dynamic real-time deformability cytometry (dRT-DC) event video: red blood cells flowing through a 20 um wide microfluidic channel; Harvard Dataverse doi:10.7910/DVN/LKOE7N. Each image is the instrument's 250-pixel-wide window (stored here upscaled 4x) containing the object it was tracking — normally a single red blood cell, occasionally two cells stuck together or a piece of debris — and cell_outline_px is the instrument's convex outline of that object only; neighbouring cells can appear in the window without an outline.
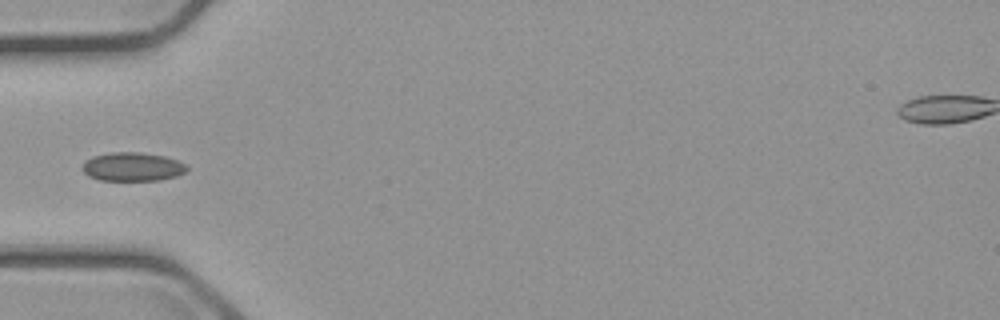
{"species": "common noctule bat (a hibernating species)", "species_latin": "Nyctalus noctula", "temperature_condition": "cold", "stored_images_in_passage": 9, "camera_frame_rate_fps": 3000, "um_per_image_px": 0.085, "animal": {"sex": "male", "body_mass_g": 23.1, "forearm_length_mm": 52.7}, "frame": {"image": 1, "passage_image": 6, "time_ms": 5.667, "image_size_px": [1000, 320], "cell_outline_px": [[188, 168], [184, 172], [176, 176], [160, 180], [100, 180], [88, 176], [80, 168], [92, 156], [112, 152], [140, 152], [164, 156], [176, 160], [184, 164]], "centroid_in_image_um": [11.24, 14.17], "position_along_channel_um": 73.8, "area_um2": 17.34}}
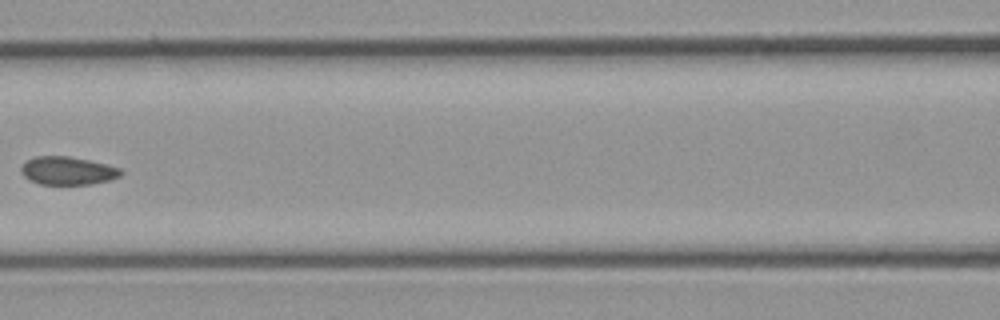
{"frame": {"image": 2, "passage_image": 8, "time_ms": 8.0, "image_size_px": [1000, 320], "cell_outline_px": [[124, 172], [120, 176], [108, 180], [92, 184], [40, 184], [28, 180], [20, 172], [20, 168], [28, 160], [36, 156], [68, 156], [108, 164], [120, 168]], "centroid_in_image_um": [5.75, 14.51], "position_along_channel_um": 160.8, "area_um2": 16.36}}
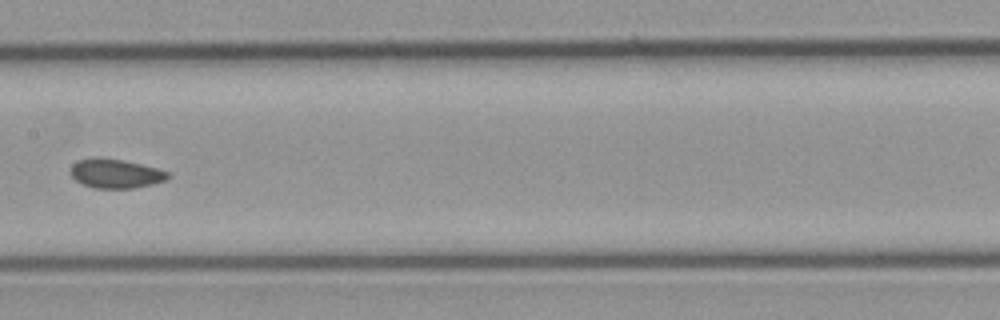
{"frame": {"image": 3, "passage_image": 9, "time_ms": 9.0, "image_size_px": [1000, 320], "cell_outline_px": [[172, 176], [164, 180], [152, 184], [132, 188], [96, 188], [84, 184], [76, 180], [68, 172], [72, 164], [76, 160], [96, 156], [120, 160], [140, 164], [156, 168], [168, 172]], "centroid_in_image_um": [9.77, 14.73], "position_along_channel_um": 197.6, "area_um2": 16.53}}